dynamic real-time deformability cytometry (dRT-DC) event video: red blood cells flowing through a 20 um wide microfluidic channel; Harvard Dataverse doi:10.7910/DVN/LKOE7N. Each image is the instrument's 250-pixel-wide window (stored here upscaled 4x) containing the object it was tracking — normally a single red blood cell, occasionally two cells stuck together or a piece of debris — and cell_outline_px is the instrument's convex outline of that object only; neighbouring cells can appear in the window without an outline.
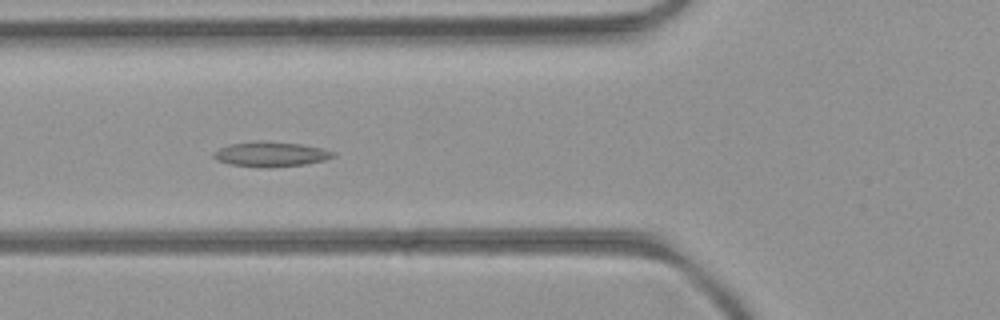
{"species": "common noctule bat (a hibernating species)", "species_latin": "Nyctalus noctula", "temperature_condition": "room temperature", "stored_images_in_passage": 53, "camera_frame_rate_fps": 3000, "um_per_image_px": 0.085, "animal": {"sex": "female", "body_mass_g": 21.9}, "frame": {"image": 1, "passage_image": 20, "time_ms": 6.333, "image_size_px": [1000, 320], "cell_outline_px": [[336, 156], [324, 160], [304, 164], [272, 168], [260, 168], [228, 164], [216, 160], [212, 156], [212, 152], [228, 144], [256, 140], [264, 140], [300, 144], [324, 148], [336, 152]], "centroid_in_image_um": [22.99, 13.1], "position_along_channel_um": 102.8, "area_um2": 17.86}}
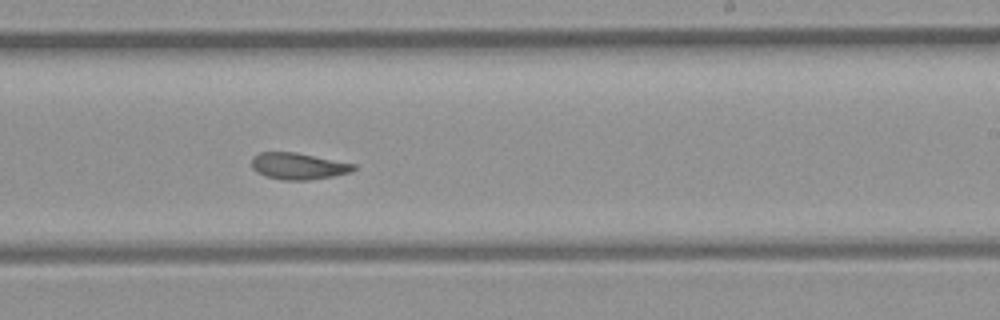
{"frame": {"image": 2, "passage_image": 32, "time_ms": 10.333, "image_size_px": [1000, 320], "cell_outline_px": [[356, 168], [352, 172], [332, 176], [308, 180], [284, 180], [264, 176], [256, 172], [252, 168], [252, 156], [260, 152], [296, 152], [356, 164]], "centroid_in_image_um": [25.34, 14.12], "position_along_channel_um": 263.7, "area_um2": 15.9}}
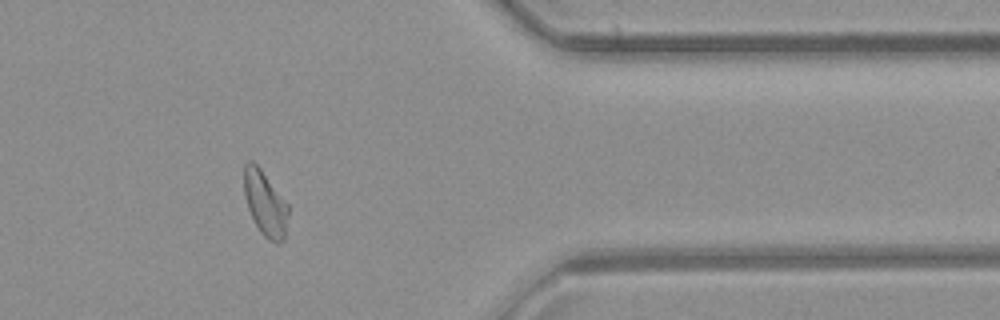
{"frame": {"image": 3, "passage_image": 43, "time_ms": 14.0, "image_size_px": [1000, 320], "cell_outline_px": [[288, 216], [284, 240], [280, 244], [276, 244], [268, 240], [260, 232], [248, 208], [244, 196], [244, 164], [248, 160], [252, 160], [260, 168], [288, 204]], "centroid_in_image_um": [22.54, 17.31], "position_along_channel_um": 388.9, "area_um2": 16.76}, "authors_computed_cell_mechanics": {"area_um2": 17.4556, "velocity_mm_per_s": 4.0138, "shape_relaxation_time_tau1_ms": null, "shape_relaxation_time_tau2_ms": 3.758, "deformation_change_tau1": null, "deformation_change_tau2": 0.091}}